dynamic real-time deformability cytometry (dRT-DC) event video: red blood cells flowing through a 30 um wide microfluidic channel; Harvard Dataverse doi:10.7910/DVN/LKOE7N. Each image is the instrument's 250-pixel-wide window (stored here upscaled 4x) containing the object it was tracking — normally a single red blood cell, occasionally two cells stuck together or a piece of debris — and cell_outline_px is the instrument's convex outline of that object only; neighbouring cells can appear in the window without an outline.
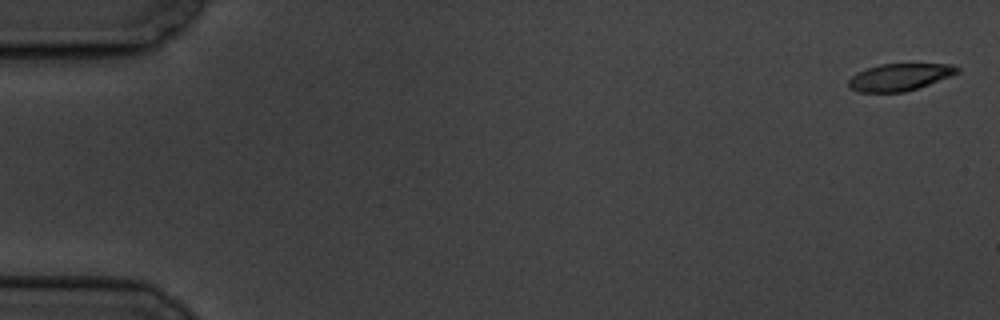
{"species": "common noctule bat (a hibernating species)", "species_latin": "Nyctalus noctula", "temperature_condition": "cold", "stored_images_in_passage": 6, "segment_of_instrument_passage": [2, 2], "camera_frame_rate_fps": 3000, "um_per_image_px": 0.085, "animal": {"sex": "male", "body_mass_g": 19.5, "forearm_length_mm": 54.6}, "frame": {"image": 1, "passage_image": 6, "time_ms": 6.333, "image_size_px": [1000, 320], "cell_outline_px": [[960, 72], [928, 84], [904, 92], [860, 92], [852, 88], [848, 84], [848, 80], [856, 72], [880, 64], [952, 64], [960, 68]], "centroid_in_image_um": [76.46, 6.54], "position_along_channel_um": 8.5, "area_um2": 16.94}}